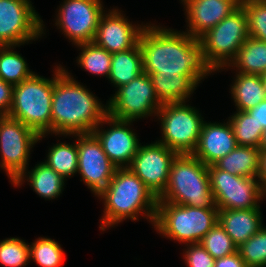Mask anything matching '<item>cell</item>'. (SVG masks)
Listing matches in <instances>:
<instances>
[{"label":"cell","mask_w":266,"mask_h":267,"mask_svg":"<svg viewBox=\"0 0 266 267\" xmlns=\"http://www.w3.org/2000/svg\"><path fill=\"white\" fill-rule=\"evenodd\" d=\"M157 23L148 21L139 36L143 72L148 75H186L198 87L208 76L217 74L207 63L197 38L184 29L177 30Z\"/></svg>","instance_id":"6da1fadb"},{"label":"cell","mask_w":266,"mask_h":267,"mask_svg":"<svg viewBox=\"0 0 266 267\" xmlns=\"http://www.w3.org/2000/svg\"><path fill=\"white\" fill-rule=\"evenodd\" d=\"M53 67L51 135H40L38 143L48 136L92 133L108 114L107 101L104 104L66 66L56 63Z\"/></svg>","instance_id":"7a4b0ae2"},{"label":"cell","mask_w":266,"mask_h":267,"mask_svg":"<svg viewBox=\"0 0 266 267\" xmlns=\"http://www.w3.org/2000/svg\"><path fill=\"white\" fill-rule=\"evenodd\" d=\"M97 198L104 207L99 219L101 234L126 220L135 223L143 218L153 226L158 199L129 168H117Z\"/></svg>","instance_id":"3957f363"},{"label":"cell","mask_w":266,"mask_h":267,"mask_svg":"<svg viewBox=\"0 0 266 267\" xmlns=\"http://www.w3.org/2000/svg\"><path fill=\"white\" fill-rule=\"evenodd\" d=\"M157 202L212 208L215 202L208 166L193 154H177L170 168L168 185Z\"/></svg>","instance_id":"277c9868"},{"label":"cell","mask_w":266,"mask_h":267,"mask_svg":"<svg viewBox=\"0 0 266 267\" xmlns=\"http://www.w3.org/2000/svg\"><path fill=\"white\" fill-rule=\"evenodd\" d=\"M218 222V208H199L170 202H157L153 223L155 232L182 246L199 243Z\"/></svg>","instance_id":"5b68a950"},{"label":"cell","mask_w":266,"mask_h":267,"mask_svg":"<svg viewBox=\"0 0 266 267\" xmlns=\"http://www.w3.org/2000/svg\"><path fill=\"white\" fill-rule=\"evenodd\" d=\"M51 78L35 73L13 86L12 106L8 116L21 121L39 136L51 135V106L54 68Z\"/></svg>","instance_id":"8992f818"},{"label":"cell","mask_w":266,"mask_h":267,"mask_svg":"<svg viewBox=\"0 0 266 267\" xmlns=\"http://www.w3.org/2000/svg\"><path fill=\"white\" fill-rule=\"evenodd\" d=\"M190 103V104H189ZM165 103L156 114L161 136L157 142L177 154H192L197 147L205 121L202 111L191 102Z\"/></svg>","instance_id":"52a82bcc"},{"label":"cell","mask_w":266,"mask_h":267,"mask_svg":"<svg viewBox=\"0 0 266 267\" xmlns=\"http://www.w3.org/2000/svg\"><path fill=\"white\" fill-rule=\"evenodd\" d=\"M248 37V19L240 5L215 27L201 35L198 40L202 45L207 63L217 73L231 63Z\"/></svg>","instance_id":"ba28073f"},{"label":"cell","mask_w":266,"mask_h":267,"mask_svg":"<svg viewBox=\"0 0 266 267\" xmlns=\"http://www.w3.org/2000/svg\"><path fill=\"white\" fill-rule=\"evenodd\" d=\"M32 0H0V46L32 44L44 38L46 23Z\"/></svg>","instance_id":"9c48e42d"},{"label":"cell","mask_w":266,"mask_h":267,"mask_svg":"<svg viewBox=\"0 0 266 267\" xmlns=\"http://www.w3.org/2000/svg\"><path fill=\"white\" fill-rule=\"evenodd\" d=\"M109 99L108 115L118 120L136 121L156 118L163 105L156 96L151 78L145 72L118 87Z\"/></svg>","instance_id":"30bf717a"},{"label":"cell","mask_w":266,"mask_h":267,"mask_svg":"<svg viewBox=\"0 0 266 267\" xmlns=\"http://www.w3.org/2000/svg\"><path fill=\"white\" fill-rule=\"evenodd\" d=\"M39 135L21 121L0 116V169L12 184L28 167Z\"/></svg>","instance_id":"8fae6325"},{"label":"cell","mask_w":266,"mask_h":267,"mask_svg":"<svg viewBox=\"0 0 266 267\" xmlns=\"http://www.w3.org/2000/svg\"><path fill=\"white\" fill-rule=\"evenodd\" d=\"M208 175L218 209L261 208L260 204L266 199L258 178L233 175L218 169L215 165L208 166Z\"/></svg>","instance_id":"7c38bea8"},{"label":"cell","mask_w":266,"mask_h":267,"mask_svg":"<svg viewBox=\"0 0 266 267\" xmlns=\"http://www.w3.org/2000/svg\"><path fill=\"white\" fill-rule=\"evenodd\" d=\"M55 10L53 25L71 44L93 42L101 15L107 7L103 0H62Z\"/></svg>","instance_id":"4fadbf2b"},{"label":"cell","mask_w":266,"mask_h":267,"mask_svg":"<svg viewBox=\"0 0 266 267\" xmlns=\"http://www.w3.org/2000/svg\"><path fill=\"white\" fill-rule=\"evenodd\" d=\"M142 144L128 168L158 199L168 185L170 168L177 153L156 140Z\"/></svg>","instance_id":"5bb4252c"},{"label":"cell","mask_w":266,"mask_h":267,"mask_svg":"<svg viewBox=\"0 0 266 267\" xmlns=\"http://www.w3.org/2000/svg\"><path fill=\"white\" fill-rule=\"evenodd\" d=\"M78 170L80 181L97 197L110 183L117 167L103 151L93 133L77 134Z\"/></svg>","instance_id":"9a60e30c"},{"label":"cell","mask_w":266,"mask_h":267,"mask_svg":"<svg viewBox=\"0 0 266 267\" xmlns=\"http://www.w3.org/2000/svg\"><path fill=\"white\" fill-rule=\"evenodd\" d=\"M133 123L136 122L118 120L107 114L92 132L117 168H128L141 144Z\"/></svg>","instance_id":"2e32d148"},{"label":"cell","mask_w":266,"mask_h":267,"mask_svg":"<svg viewBox=\"0 0 266 267\" xmlns=\"http://www.w3.org/2000/svg\"><path fill=\"white\" fill-rule=\"evenodd\" d=\"M111 8L101 15L93 42L112 54L133 48L147 22L130 21L121 8Z\"/></svg>","instance_id":"e0dca14e"},{"label":"cell","mask_w":266,"mask_h":267,"mask_svg":"<svg viewBox=\"0 0 266 267\" xmlns=\"http://www.w3.org/2000/svg\"><path fill=\"white\" fill-rule=\"evenodd\" d=\"M187 34L199 38L240 6V0H184Z\"/></svg>","instance_id":"ac0fdd59"},{"label":"cell","mask_w":266,"mask_h":267,"mask_svg":"<svg viewBox=\"0 0 266 267\" xmlns=\"http://www.w3.org/2000/svg\"><path fill=\"white\" fill-rule=\"evenodd\" d=\"M231 124L226 118L223 122L204 121L198 144L192 153L205 165H214L237 147Z\"/></svg>","instance_id":"d6986e66"},{"label":"cell","mask_w":266,"mask_h":267,"mask_svg":"<svg viewBox=\"0 0 266 267\" xmlns=\"http://www.w3.org/2000/svg\"><path fill=\"white\" fill-rule=\"evenodd\" d=\"M262 212L261 208L218 209V223L239 247L264 225Z\"/></svg>","instance_id":"ffe728a7"},{"label":"cell","mask_w":266,"mask_h":267,"mask_svg":"<svg viewBox=\"0 0 266 267\" xmlns=\"http://www.w3.org/2000/svg\"><path fill=\"white\" fill-rule=\"evenodd\" d=\"M26 182L35 194L50 201L60 198L67 181L45 162L40 161L30 170L28 167L11 185L21 188Z\"/></svg>","instance_id":"44dd1931"},{"label":"cell","mask_w":266,"mask_h":267,"mask_svg":"<svg viewBox=\"0 0 266 267\" xmlns=\"http://www.w3.org/2000/svg\"><path fill=\"white\" fill-rule=\"evenodd\" d=\"M235 73V74H234ZM229 93L236 111H248L266 99V89L261 75L233 72Z\"/></svg>","instance_id":"7402d4cb"},{"label":"cell","mask_w":266,"mask_h":267,"mask_svg":"<svg viewBox=\"0 0 266 267\" xmlns=\"http://www.w3.org/2000/svg\"><path fill=\"white\" fill-rule=\"evenodd\" d=\"M156 96L162 104L186 102L193 98L197 85L186 75L149 74ZM192 96V97H191Z\"/></svg>","instance_id":"603a6c76"},{"label":"cell","mask_w":266,"mask_h":267,"mask_svg":"<svg viewBox=\"0 0 266 267\" xmlns=\"http://www.w3.org/2000/svg\"><path fill=\"white\" fill-rule=\"evenodd\" d=\"M231 70L243 74L262 75L266 72V42L248 37L236 57L218 73Z\"/></svg>","instance_id":"cb8c5ba5"},{"label":"cell","mask_w":266,"mask_h":267,"mask_svg":"<svg viewBox=\"0 0 266 267\" xmlns=\"http://www.w3.org/2000/svg\"><path fill=\"white\" fill-rule=\"evenodd\" d=\"M55 136L57 143L47 146L48 150L43 162L67 181V178L75 176L78 170L77 134L63 135V138L75 139L71 143L59 141L62 135Z\"/></svg>","instance_id":"d4e9b609"},{"label":"cell","mask_w":266,"mask_h":267,"mask_svg":"<svg viewBox=\"0 0 266 267\" xmlns=\"http://www.w3.org/2000/svg\"><path fill=\"white\" fill-rule=\"evenodd\" d=\"M141 73H143V62L139 43L129 50L112 53L108 81L114 90L128 84Z\"/></svg>","instance_id":"484cf974"},{"label":"cell","mask_w":266,"mask_h":267,"mask_svg":"<svg viewBox=\"0 0 266 267\" xmlns=\"http://www.w3.org/2000/svg\"><path fill=\"white\" fill-rule=\"evenodd\" d=\"M260 148L237 146L214 165L225 172L249 178L259 174Z\"/></svg>","instance_id":"4316f807"},{"label":"cell","mask_w":266,"mask_h":267,"mask_svg":"<svg viewBox=\"0 0 266 267\" xmlns=\"http://www.w3.org/2000/svg\"><path fill=\"white\" fill-rule=\"evenodd\" d=\"M17 47L20 45L0 46V78L12 86L18 85L36 73L30 69L25 57L15 51Z\"/></svg>","instance_id":"83f0119b"},{"label":"cell","mask_w":266,"mask_h":267,"mask_svg":"<svg viewBox=\"0 0 266 267\" xmlns=\"http://www.w3.org/2000/svg\"><path fill=\"white\" fill-rule=\"evenodd\" d=\"M80 51L76 57L78 67L92 75L109 78L112 54L94 42L74 45Z\"/></svg>","instance_id":"f1b7e54d"},{"label":"cell","mask_w":266,"mask_h":267,"mask_svg":"<svg viewBox=\"0 0 266 267\" xmlns=\"http://www.w3.org/2000/svg\"><path fill=\"white\" fill-rule=\"evenodd\" d=\"M30 243V263L33 261L39 267H62L66 256L59 241L42 235Z\"/></svg>","instance_id":"f546056e"},{"label":"cell","mask_w":266,"mask_h":267,"mask_svg":"<svg viewBox=\"0 0 266 267\" xmlns=\"http://www.w3.org/2000/svg\"><path fill=\"white\" fill-rule=\"evenodd\" d=\"M237 145L259 148L264 128L247 111H235L228 117Z\"/></svg>","instance_id":"4dcf8cb0"},{"label":"cell","mask_w":266,"mask_h":267,"mask_svg":"<svg viewBox=\"0 0 266 267\" xmlns=\"http://www.w3.org/2000/svg\"><path fill=\"white\" fill-rule=\"evenodd\" d=\"M20 237L0 239V265L26 267L30 264L29 243Z\"/></svg>","instance_id":"1f68e13d"},{"label":"cell","mask_w":266,"mask_h":267,"mask_svg":"<svg viewBox=\"0 0 266 267\" xmlns=\"http://www.w3.org/2000/svg\"><path fill=\"white\" fill-rule=\"evenodd\" d=\"M247 267H266V226L237 247Z\"/></svg>","instance_id":"d6a6232c"},{"label":"cell","mask_w":266,"mask_h":267,"mask_svg":"<svg viewBox=\"0 0 266 267\" xmlns=\"http://www.w3.org/2000/svg\"><path fill=\"white\" fill-rule=\"evenodd\" d=\"M199 243L214 259L223 258L237 252V246L218 222Z\"/></svg>","instance_id":"836d02e7"},{"label":"cell","mask_w":266,"mask_h":267,"mask_svg":"<svg viewBox=\"0 0 266 267\" xmlns=\"http://www.w3.org/2000/svg\"><path fill=\"white\" fill-rule=\"evenodd\" d=\"M248 19L249 37L266 42V0H240Z\"/></svg>","instance_id":"e575fe53"},{"label":"cell","mask_w":266,"mask_h":267,"mask_svg":"<svg viewBox=\"0 0 266 267\" xmlns=\"http://www.w3.org/2000/svg\"><path fill=\"white\" fill-rule=\"evenodd\" d=\"M182 258L187 267H214L215 259L200 243L183 246Z\"/></svg>","instance_id":"d590c367"},{"label":"cell","mask_w":266,"mask_h":267,"mask_svg":"<svg viewBox=\"0 0 266 267\" xmlns=\"http://www.w3.org/2000/svg\"><path fill=\"white\" fill-rule=\"evenodd\" d=\"M13 86L0 78V116L8 115L12 106Z\"/></svg>","instance_id":"8d00e7d4"},{"label":"cell","mask_w":266,"mask_h":267,"mask_svg":"<svg viewBox=\"0 0 266 267\" xmlns=\"http://www.w3.org/2000/svg\"><path fill=\"white\" fill-rule=\"evenodd\" d=\"M214 267H247L239 252L232 255L215 259Z\"/></svg>","instance_id":"74e56055"},{"label":"cell","mask_w":266,"mask_h":267,"mask_svg":"<svg viewBox=\"0 0 266 267\" xmlns=\"http://www.w3.org/2000/svg\"><path fill=\"white\" fill-rule=\"evenodd\" d=\"M259 126L266 128V99L247 111Z\"/></svg>","instance_id":"f35d334b"},{"label":"cell","mask_w":266,"mask_h":267,"mask_svg":"<svg viewBox=\"0 0 266 267\" xmlns=\"http://www.w3.org/2000/svg\"><path fill=\"white\" fill-rule=\"evenodd\" d=\"M261 188L266 195V150H261L260 152V162H259V174L258 177Z\"/></svg>","instance_id":"ab89813d"},{"label":"cell","mask_w":266,"mask_h":267,"mask_svg":"<svg viewBox=\"0 0 266 267\" xmlns=\"http://www.w3.org/2000/svg\"><path fill=\"white\" fill-rule=\"evenodd\" d=\"M260 150H266V128L264 129L263 135H262V141L260 144Z\"/></svg>","instance_id":"60d3db41"},{"label":"cell","mask_w":266,"mask_h":267,"mask_svg":"<svg viewBox=\"0 0 266 267\" xmlns=\"http://www.w3.org/2000/svg\"><path fill=\"white\" fill-rule=\"evenodd\" d=\"M261 76L263 78L264 86H265V89H266V72H264Z\"/></svg>","instance_id":"b9f144b4"}]
</instances>
